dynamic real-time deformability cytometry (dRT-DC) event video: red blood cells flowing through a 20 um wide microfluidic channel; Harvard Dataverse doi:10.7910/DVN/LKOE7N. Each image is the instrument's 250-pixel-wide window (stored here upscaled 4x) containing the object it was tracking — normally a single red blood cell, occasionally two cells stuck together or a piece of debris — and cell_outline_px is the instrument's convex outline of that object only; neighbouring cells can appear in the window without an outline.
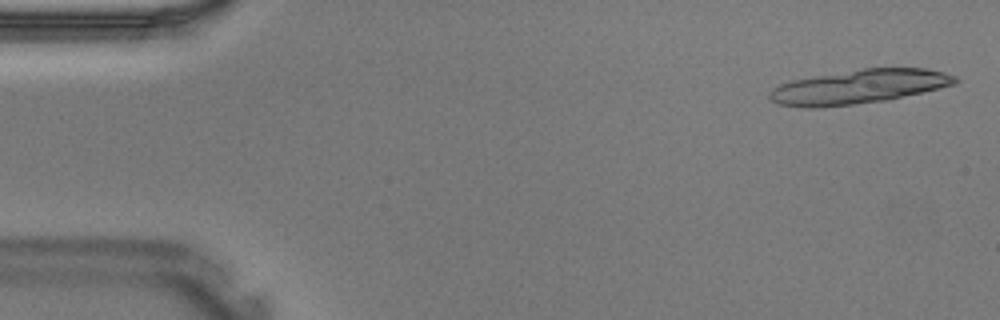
{"species": "Egyptian fruit bat (a non-hibernating species)", "species_latin": "Rousettus aegyptiacus", "temperature_condition": "warm", "stored_images_in_passage": 13, "camera_frame_rate_fps": 3000, "um_per_image_px": 0.085, "animal": {"sex": "male"}, "frame": {"image": 1, "passage_image": 1, "time_ms": 0.0, "image_size_px": [1000, 320], "cell_outline_px": [[960, 80], [956, 84], [888, 100], [816, 108], [804, 108], [780, 104], [772, 100], [768, 96], [768, 92], [772, 88], [780, 84], [792, 80], [864, 68], [928, 68], [944, 72], [956, 76]], "centroid_in_image_um": [73.02, 7.37], "position_along_channel_um": 12.0, "area_um2": 36.76}}